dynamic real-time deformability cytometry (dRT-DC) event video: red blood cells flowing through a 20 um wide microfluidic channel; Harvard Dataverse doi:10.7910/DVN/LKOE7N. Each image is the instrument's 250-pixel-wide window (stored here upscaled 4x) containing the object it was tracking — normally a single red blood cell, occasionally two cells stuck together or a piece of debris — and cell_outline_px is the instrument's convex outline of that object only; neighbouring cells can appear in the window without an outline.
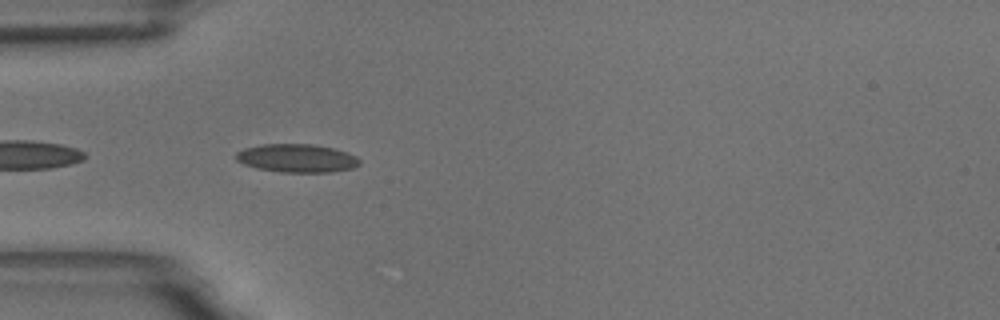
{"species": "common noctule bat (a hibernating species)", "species_latin": "Nyctalus noctula", "temperature_condition": "room temperature", "stored_images_in_passage": 5, "camera_frame_rate_fps": 3000, "um_per_image_px": 0.085, "animal": {"sex": "male", "body_mass_g": 18.8}, "frame": {"image": 1, "passage_image": 2, "time_ms": 0.333, "image_size_px": [1000, 320], "cell_outline_px": [[360, 164], [352, 168], [328, 172], [280, 172], [256, 168], [244, 164], [236, 160], [236, 152], [244, 148], [260, 144], [312, 144], [332, 148], [348, 152], [356, 156], [360, 160]], "centroid_in_image_um": [25.22, 13.44], "position_along_channel_um": 59.8, "area_um2": 20.4}}